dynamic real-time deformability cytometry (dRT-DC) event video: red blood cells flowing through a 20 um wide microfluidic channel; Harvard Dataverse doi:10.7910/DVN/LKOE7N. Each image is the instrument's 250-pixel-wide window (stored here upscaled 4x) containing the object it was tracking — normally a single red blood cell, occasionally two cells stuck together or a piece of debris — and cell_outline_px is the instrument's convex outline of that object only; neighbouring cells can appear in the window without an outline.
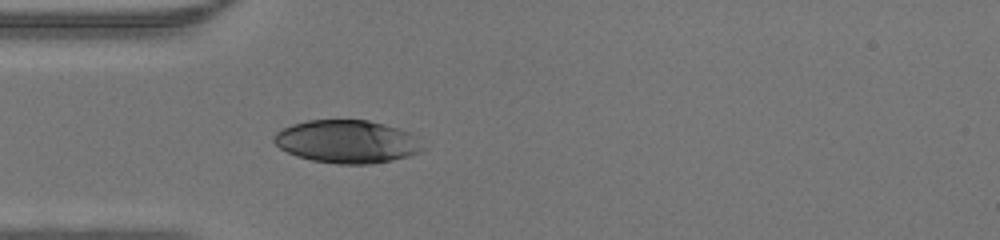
{"species": "human", "species_latin": "Homo sapiens", "temperature_condition": "warm", "stored_images_in_passage": 34, "camera_frame_rate_fps": 3000, "um_per_image_px": 0.085, "donor": {"sex": "male"}, "frame": {"image": 1, "passage_image": 1, "time_ms": 0.0, "image_size_px": [1000, 240], "cell_outline_px": [[424, 148], [420, 152], [408, 156], [392, 160], [368, 164], [336, 164], [312, 160], [296, 156], [280, 148], [272, 140], [272, 136], [276, 132], [292, 124], [308, 120], [368, 120], [384, 124], [408, 132]], "centroid_in_image_um": [29.44, 12.04], "position_along_channel_um": 55.6, "area_um2": 36.93}}
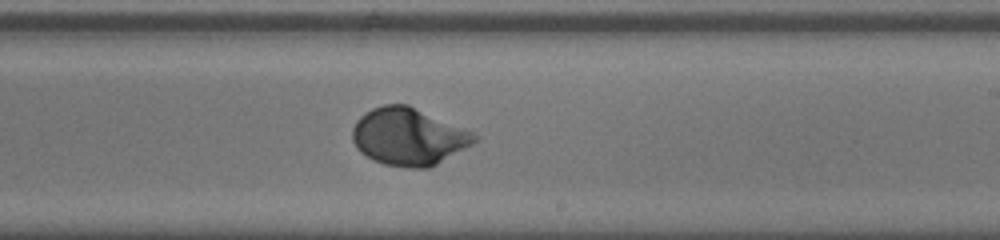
{"frame": {"image": 2, "passage_image": 15, "time_ms": 4.667, "image_size_px": [1000, 240], "cell_outline_px": [[480, 136], [472, 144], [436, 164], [428, 168], [404, 168], [384, 164], [372, 160], [360, 152], [356, 148], [352, 140], [352, 128], [356, 120], [360, 116], [372, 108], [384, 104], [408, 104], [464, 128]], "centroid_in_image_um": [34.69, 11.61], "position_along_channel_um": 254.3, "area_um2": 40.81}}
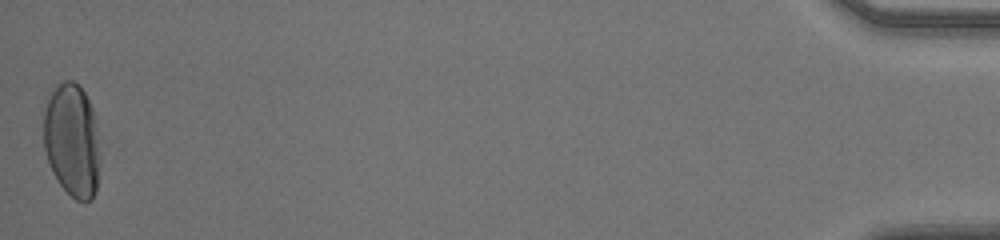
{"frame": {"image": 3, "passage_image": 34, "time_ms": 11.0, "image_size_px": [1000, 240], "cell_outline_px": [[100, 160], [96, 192], [92, 200], [76, 200], [60, 184], [52, 172], [44, 148], [44, 112], [48, 100], [56, 84], [64, 80], [72, 80], [80, 84], [92, 108], [96, 128]], "centroid_in_image_um": [6.13, 11.92], "position_along_channel_um": 429.1, "area_um2": 37.22}}